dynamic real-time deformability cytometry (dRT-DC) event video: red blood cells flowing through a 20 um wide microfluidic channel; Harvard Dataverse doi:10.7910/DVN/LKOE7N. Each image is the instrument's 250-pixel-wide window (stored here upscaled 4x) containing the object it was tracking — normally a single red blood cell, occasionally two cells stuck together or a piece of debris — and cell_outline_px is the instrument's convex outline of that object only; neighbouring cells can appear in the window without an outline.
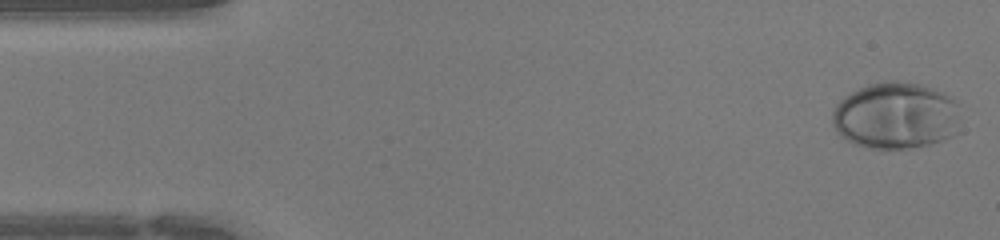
{"species": "human", "species_latin": "Homo sapiens", "temperature_condition": "warm", "stored_images_in_passage": 44, "camera_frame_rate_fps": 3000, "um_per_image_px": 0.085, "donor": {"sex": "female"}, "frame": {"image": 1, "passage_image": 1, "time_ms": 0.0, "image_size_px": [1000, 240], "cell_outline_px": [[960, 132], [944, 140], [928, 144], [908, 148], [868, 148], [852, 144], [844, 140], [836, 132], [832, 124], [832, 112], [836, 104], [844, 96], [868, 84], [884, 80], [896, 80], [920, 84], [944, 92], [956, 100]], "centroid_in_image_um": [76.13, 9.83], "position_along_channel_um": 8.9, "area_um2": 50.58}}
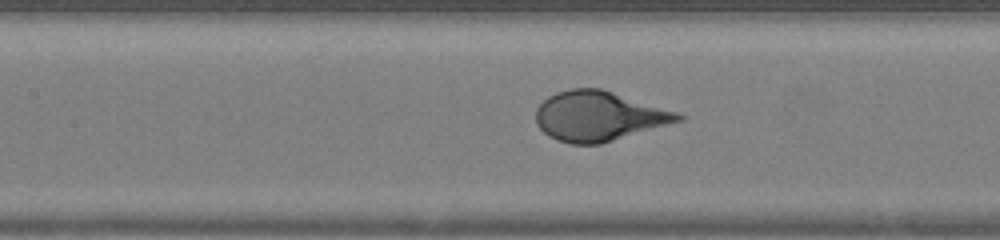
{"frame": {"image": 2, "passage_image": 19, "time_ms": 6.0, "image_size_px": [1000, 240], "cell_outline_px": [[688, 116], [684, 120], [600, 144], [572, 144], [556, 140], [548, 136], [536, 124], [536, 108], [548, 96], [556, 92], [572, 88], [600, 88], [676, 112]], "centroid_in_image_um": [50.88, 9.88], "position_along_channel_um": 156.5, "area_um2": 41.04}}
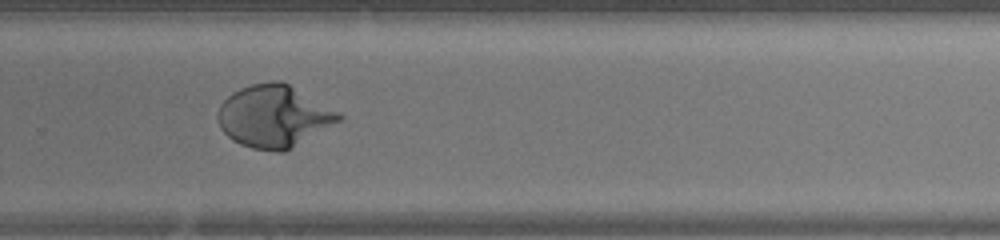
{"frame": {"image": 3, "passage_image": 29, "time_ms": 9.333, "image_size_px": [1000, 240], "cell_outline_px": [[344, 116], [340, 120], [284, 152], [276, 152], [252, 148], [240, 144], [232, 140], [220, 128], [216, 116], [220, 104], [232, 92], [240, 88], [252, 84], [272, 80], [280, 80], [288, 84], [340, 112]], "centroid_in_image_um": [23.24, 9.88], "position_along_channel_um": 306.6, "area_um2": 43.58}}